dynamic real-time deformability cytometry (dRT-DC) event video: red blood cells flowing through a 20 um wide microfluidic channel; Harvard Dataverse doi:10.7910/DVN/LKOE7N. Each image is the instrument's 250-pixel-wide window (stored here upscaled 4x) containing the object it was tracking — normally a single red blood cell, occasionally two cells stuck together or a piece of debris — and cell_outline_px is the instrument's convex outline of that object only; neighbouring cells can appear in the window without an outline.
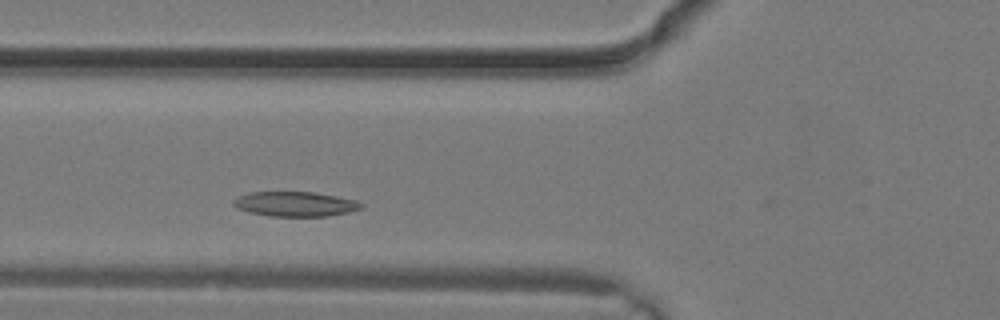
{"species": "common noctule bat (a hibernating species)", "species_latin": "Nyctalus noctula", "temperature_condition": "warm", "stored_images_in_passage": 14, "camera_frame_rate_fps": 3000, "um_per_image_px": 0.085, "animal": {"sex": "male", "body_mass_g": 19.2, "forearm_length_mm": 51.8}, "frame": {"image": 1, "passage_image": 5, "time_ms": 1.333, "image_size_px": [1000, 320], "cell_outline_px": [[364, 204], [360, 208], [348, 212], [328, 216], [268, 216], [248, 212], [236, 208], [232, 204], [232, 200], [240, 196], [252, 192], [312, 192], [336, 196], [356, 200]], "centroid_in_image_um": [25.06, 17.34], "position_along_channel_um": 100.7, "area_um2": 18.38}}
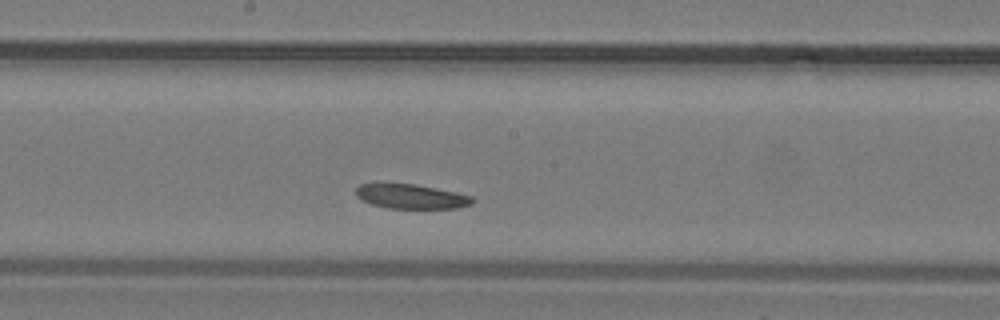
{"frame": {"image": 2, "passage_image": 10, "time_ms": 3.0, "image_size_px": [1000, 320], "cell_outline_px": [[472, 204], [456, 208], [388, 208], [372, 204], [356, 196], [356, 188], [360, 184], [416, 184], [456, 192], [472, 196]], "centroid_in_image_um": [34.96, 16.7], "position_along_channel_um": 213.2, "area_um2": 16.36}}
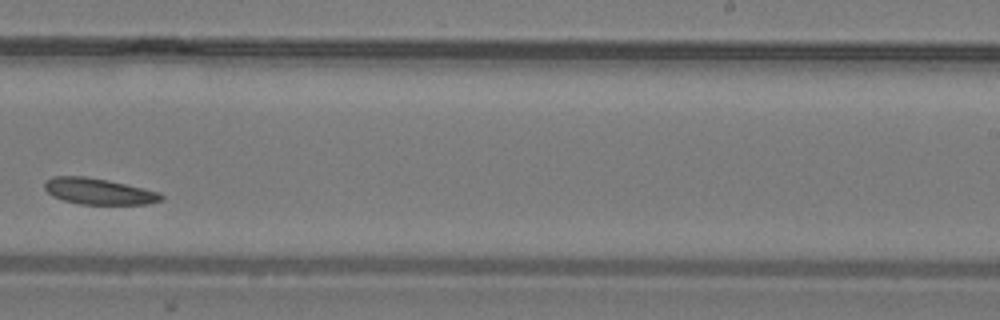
{"frame": {"image": 3, "passage_image": 13, "time_ms": 4.0, "image_size_px": [1000, 320], "cell_outline_px": [[164, 200], [152, 204], [80, 204], [64, 200], [52, 196], [44, 188], [44, 180], [52, 176], [88, 176], [108, 180], [160, 192], [164, 196]], "centroid_in_image_um": [8.4, 16.26], "position_along_channel_um": 280.6, "area_um2": 17.98}}